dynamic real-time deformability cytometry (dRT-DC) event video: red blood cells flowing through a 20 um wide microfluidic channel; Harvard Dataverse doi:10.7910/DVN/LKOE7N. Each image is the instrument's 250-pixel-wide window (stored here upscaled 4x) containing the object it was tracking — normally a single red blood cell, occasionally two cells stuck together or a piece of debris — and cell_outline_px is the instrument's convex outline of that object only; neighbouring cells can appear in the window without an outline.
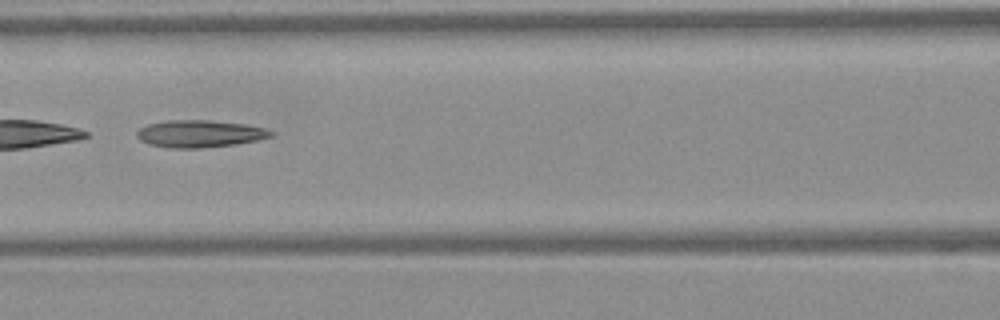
{"species": "Egyptian fruit bat (a non-hibernating species)", "species_latin": "Rousettus aegyptiacus", "temperature_condition": "warm", "stored_images_in_passage": 47, "camera_frame_rate_fps": 3000, "um_per_image_px": 0.085, "frame": {"image": 1, "passage_image": 21, "time_ms": 6.667, "image_size_px": [1000, 320], "cell_outline_px": [[276, 132], [272, 136], [256, 140], [236, 144], [200, 148], [168, 148], [148, 144], [140, 140], [136, 136], [136, 132], [140, 128], [148, 124], [168, 120], [208, 120], [248, 124], [264, 128]], "centroid_in_image_um": [16.97, 11.36], "position_along_channel_um": 149.6, "area_um2": 21.39}}
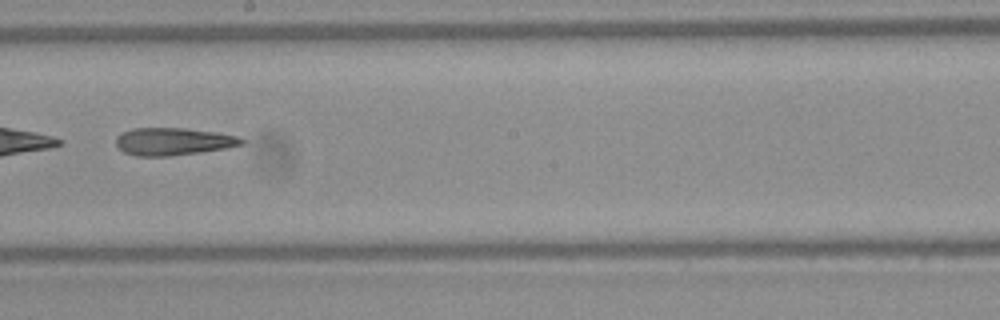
{"frame": {"image": 2, "passage_image": 27, "time_ms": 8.667, "image_size_px": [1000, 320], "cell_outline_px": [[244, 144], [228, 148], [200, 152], [168, 156], [136, 156], [124, 152], [116, 144], [116, 136], [132, 128], [184, 128], [216, 132], [236, 136], [244, 140]], "centroid_in_image_um": [14.72, 12.03], "position_along_channel_um": 233.5, "area_um2": 20.06}}